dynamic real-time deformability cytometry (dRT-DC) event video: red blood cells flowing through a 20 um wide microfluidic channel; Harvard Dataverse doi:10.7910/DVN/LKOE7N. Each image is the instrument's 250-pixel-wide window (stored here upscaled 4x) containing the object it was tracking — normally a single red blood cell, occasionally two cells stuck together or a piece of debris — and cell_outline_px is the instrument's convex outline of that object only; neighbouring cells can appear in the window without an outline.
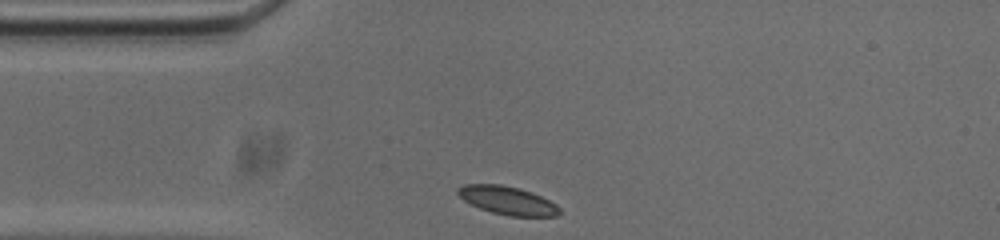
{"species": "common noctule bat (a hibernating species)", "species_latin": "Nyctalus noctula", "temperature_condition": "cold", "stored_images_in_passage": 31, "camera_frame_rate_fps": 3000, "um_per_image_px": 0.085, "animal": {"sex": "male", "body_mass_g": 20.0, "forearm_length_mm": 53.3}, "frame": {"image": 1, "passage_image": 1, "time_ms": 0.0, "image_size_px": [1000, 240], "cell_outline_px": [[560, 212], [556, 216], [508, 216], [492, 212], [480, 208], [464, 200], [456, 192], [456, 188], [464, 184], [500, 184], [520, 188], [532, 192], [556, 204], [560, 208]], "centroid_in_image_um": [43.13, 17.03], "position_along_channel_um": 41.9, "area_um2": 16.7}}
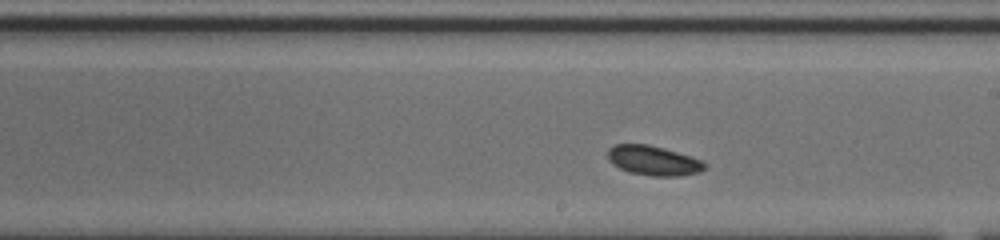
{"frame": {"image": 2, "passage_image": 18, "time_ms": 5.667, "image_size_px": [1000, 240], "cell_outline_px": [[708, 164], [700, 172], [680, 176], [652, 176], [628, 172], [612, 164], [608, 160], [608, 148], [612, 144], [648, 144], [664, 148], [700, 160]], "centroid_in_image_um": [55.5, 13.65], "position_along_channel_um": 233.5, "area_um2": 16.76}}
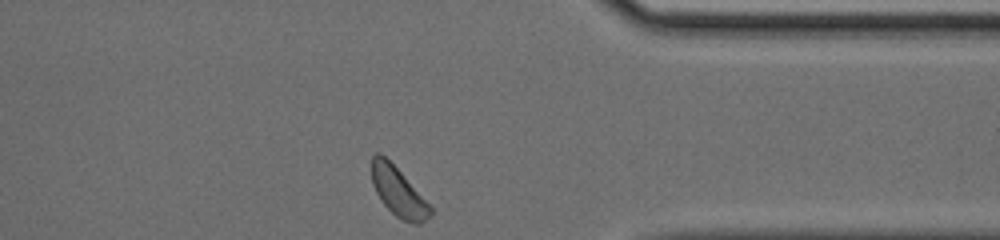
{"frame": {"image": 3, "passage_image": 31, "time_ms": 10.0, "image_size_px": [1000, 240], "cell_outline_px": [[432, 212], [420, 224], [412, 224], [396, 216], [384, 204], [376, 192], [372, 184], [372, 156], [376, 152], [380, 152], [400, 172], [432, 208]], "centroid_in_image_um": [33.82, 16.3], "position_along_channel_um": 377.6, "area_um2": 16.18}, "authors_computed_cell_mechanics": {"area_um2": 16.5886, "velocity_mm_per_s": 3.6437, "shape_relaxation_time_tau1_ms": 0.7381, "shape_relaxation_time_tau2_ms": null, "deformation_change_tau1": 0.0459, "deformation_change_tau2": null}}